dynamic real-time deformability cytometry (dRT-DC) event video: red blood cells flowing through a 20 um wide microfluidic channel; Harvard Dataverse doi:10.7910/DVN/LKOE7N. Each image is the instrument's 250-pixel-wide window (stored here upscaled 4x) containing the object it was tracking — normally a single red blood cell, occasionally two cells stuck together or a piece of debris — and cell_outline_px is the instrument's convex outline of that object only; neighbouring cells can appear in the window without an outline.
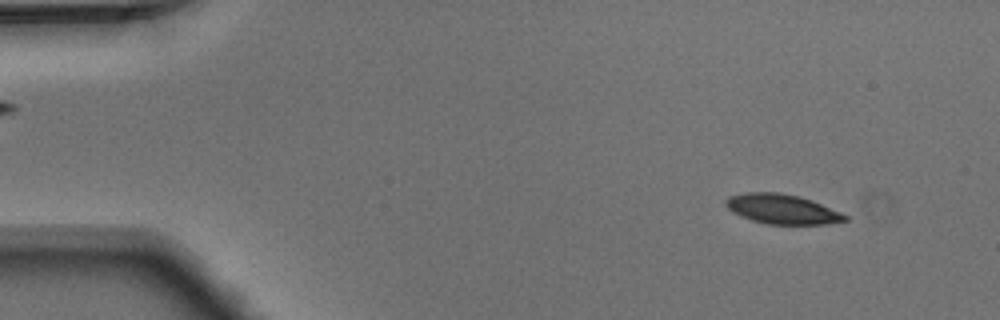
{"species": "Egyptian fruit bat (a non-hibernating species)", "species_latin": "Rousettus aegyptiacus", "temperature_condition": "warm", "stored_images_in_passage": 6, "camera_frame_rate_fps": 3000, "um_per_image_px": 0.085, "animal": {"sex": "male"}, "frame": {"image": 1, "passage_image": 2, "time_ms": 0.333, "image_size_px": [1000, 320], "cell_outline_px": [[848, 220], [828, 224], [768, 224], [752, 220], [732, 212], [724, 204], [724, 200], [728, 196], [744, 192], [780, 192], [800, 196], [812, 200], [840, 212], [848, 216]], "centroid_in_image_um": [66.46, 17.76], "position_along_channel_um": 18.5, "area_um2": 20.75}}
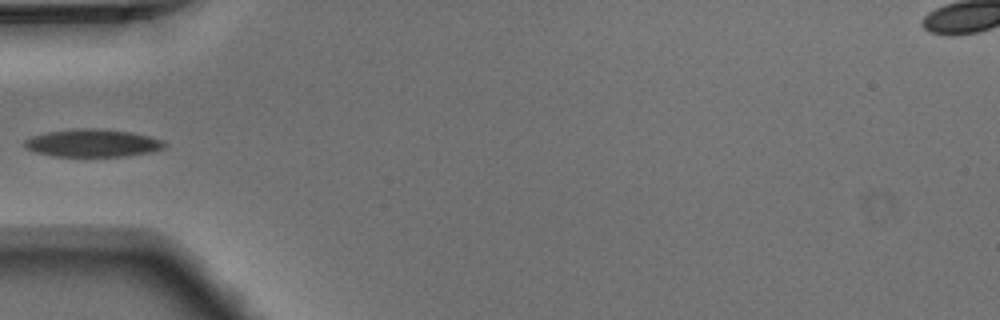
{"frame": {"image": 2, "passage_image": 5, "time_ms": 1.333, "image_size_px": [1000, 320], "cell_outline_px": [[168, 144], [164, 148], [148, 152], [124, 156], [56, 156], [36, 152], [28, 148], [24, 144], [24, 140], [32, 136], [48, 132], [72, 128], [100, 128], [132, 132], [164, 140]], "centroid_in_image_um": [7.9, 12.14], "position_along_channel_um": 77.1, "area_um2": 22.54}}